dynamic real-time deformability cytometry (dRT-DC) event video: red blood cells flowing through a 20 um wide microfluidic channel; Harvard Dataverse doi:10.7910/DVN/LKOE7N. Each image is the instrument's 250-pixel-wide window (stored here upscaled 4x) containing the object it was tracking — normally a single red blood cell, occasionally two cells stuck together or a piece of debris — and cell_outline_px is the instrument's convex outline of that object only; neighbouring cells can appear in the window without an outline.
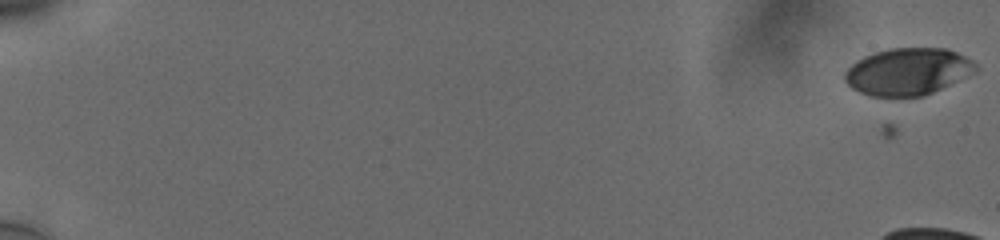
{"species": "human", "species_latin": "Homo sapiens", "temperature_condition": "cold", "stored_images_in_passage": 16, "camera_frame_rate_fps": 3000, "um_per_image_px": 0.085, "donor": {"sex": "male"}, "frame": {"image": 1, "passage_image": 1, "time_ms": 0.0, "image_size_px": [1000, 240], "cell_outline_px": [[980, 68], [976, 72], [924, 96], [872, 96], [860, 92], [852, 88], [844, 80], [844, 72], [856, 60], [872, 52], [888, 48], [948, 48], [972, 60]], "centroid_in_image_um": [77.17, 6.07], "position_along_channel_um": 7.8, "area_um2": 36.01}}